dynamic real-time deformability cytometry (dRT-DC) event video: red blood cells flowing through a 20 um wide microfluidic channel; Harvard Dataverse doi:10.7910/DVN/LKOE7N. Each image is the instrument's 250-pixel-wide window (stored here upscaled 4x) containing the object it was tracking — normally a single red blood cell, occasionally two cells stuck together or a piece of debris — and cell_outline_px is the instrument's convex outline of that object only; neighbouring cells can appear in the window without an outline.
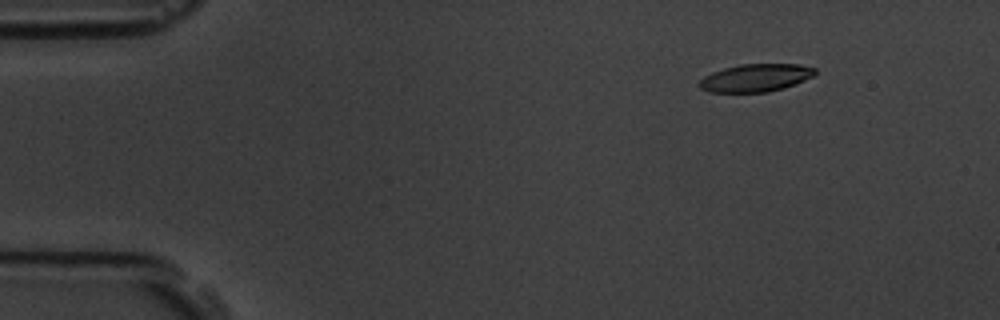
{"species": "common noctule bat (a hibernating species)", "species_latin": "Nyctalus noctula", "temperature_condition": "room temperature", "stored_images_in_passage": 6, "camera_frame_rate_fps": 3000, "um_per_image_px": 0.085, "animal": {"sex": "male", "body_mass_g": 19.5, "forearm_length_mm": 54.6}, "frame": {"image": 1, "passage_image": 2, "time_ms": 2.0, "image_size_px": [1000, 320], "cell_outline_px": [[816, 72], [812, 76], [804, 80], [784, 88], [768, 92], [708, 92], [700, 88], [696, 84], [704, 76], [712, 72], [724, 68], [740, 64], [800, 64], [816, 68]], "centroid_in_image_um": [64.2, 6.61], "position_along_channel_um": 20.8, "area_um2": 18.79}}
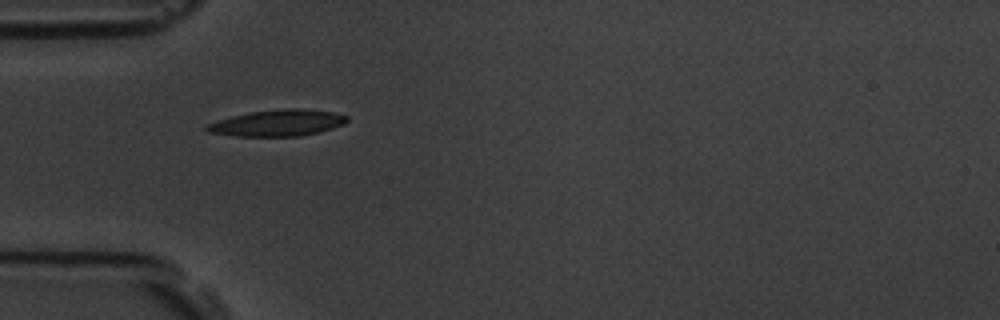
{"frame": {"image": 2, "passage_image": 5, "time_ms": 5.333, "image_size_px": [1000, 320], "cell_outline_px": [[348, 120], [344, 124], [320, 132], [300, 136], [236, 136], [208, 132], [204, 128], [204, 124], [232, 116], [252, 112], [288, 108], [304, 108], [332, 112], [348, 116]], "centroid_in_image_um": [23.59, 10.45], "position_along_channel_um": 61.4, "area_um2": 21.56}}
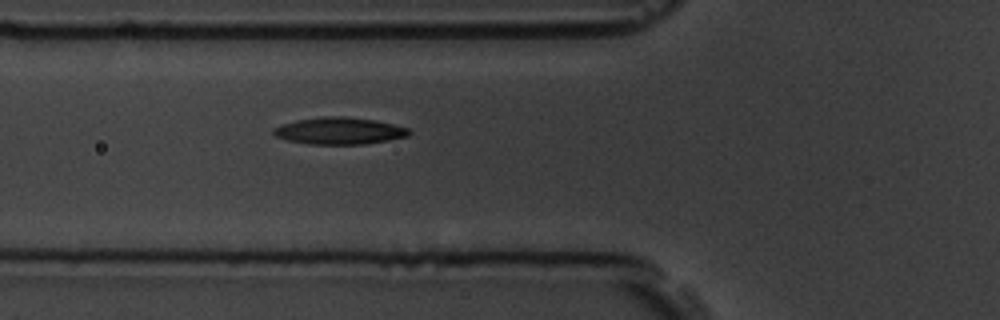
{"frame": {"image": 3, "passage_image": 6, "time_ms": 6.333, "image_size_px": [1000, 320], "cell_outline_px": [[412, 132], [408, 136], [388, 140], [364, 144], [308, 144], [288, 140], [276, 136], [272, 132], [272, 128], [280, 124], [296, 120], [320, 116], [344, 116], [376, 120], [408, 128]], "centroid_in_image_um": [28.82, 11.11], "position_along_channel_um": 97.0, "area_um2": 21.39}}